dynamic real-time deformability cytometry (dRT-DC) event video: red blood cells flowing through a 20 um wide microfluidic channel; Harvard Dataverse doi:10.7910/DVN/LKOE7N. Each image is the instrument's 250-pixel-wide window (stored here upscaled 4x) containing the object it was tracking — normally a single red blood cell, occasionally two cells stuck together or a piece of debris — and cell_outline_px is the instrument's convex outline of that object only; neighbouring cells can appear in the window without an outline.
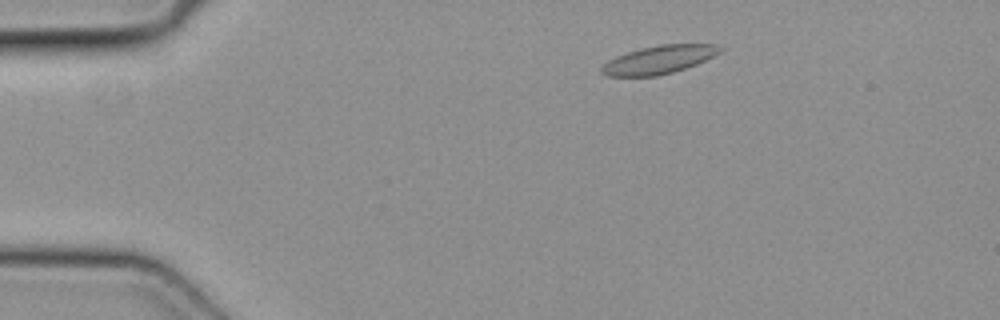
{"species": "common noctule bat (a hibernating species)", "species_latin": "Nyctalus noctula", "temperature_condition": "cold", "stored_images_in_passage": 42, "camera_frame_rate_fps": 3000, "um_per_image_px": 0.085, "animal": {"sex": "female", "body_mass_g": 19.3, "forearm_length_mm": 54.1}, "frame": {"image": 1, "passage_image": 1, "time_ms": 0.0, "image_size_px": [1000, 320], "cell_outline_px": [[724, 48], [720, 52], [696, 64], [672, 72], [656, 76], [608, 76], [600, 72], [600, 68], [608, 60], [616, 56], [640, 48], [660, 44], [716, 44]], "centroid_in_image_um": [55.98, 5.06], "position_along_channel_um": 29.0, "area_um2": 19.31}}
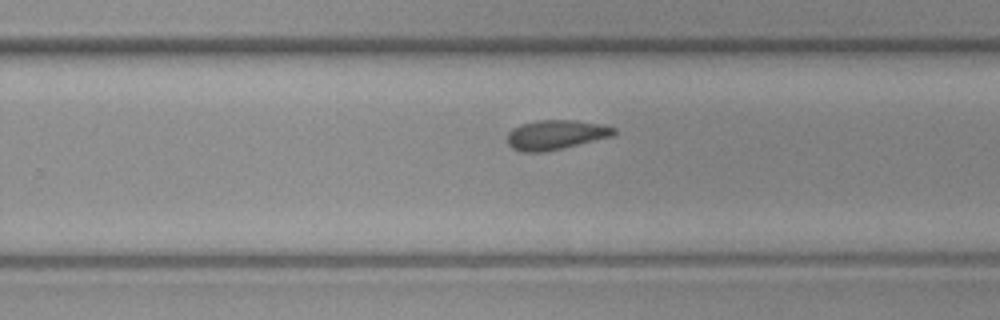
{"frame": {"image": 2, "passage_image": 24, "time_ms": 7.667, "image_size_px": [1000, 320], "cell_outline_px": [[616, 132], [612, 136], [560, 148], [540, 152], [524, 152], [512, 148], [508, 144], [508, 132], [512, 128], [520, 124], [536, 120], [572, 120], [604, 124], [616, 128]], "centroid_in_image_um": [47.22, 11.43], "position_along_channel_um": 282.6, "area_um2": 18.21}}
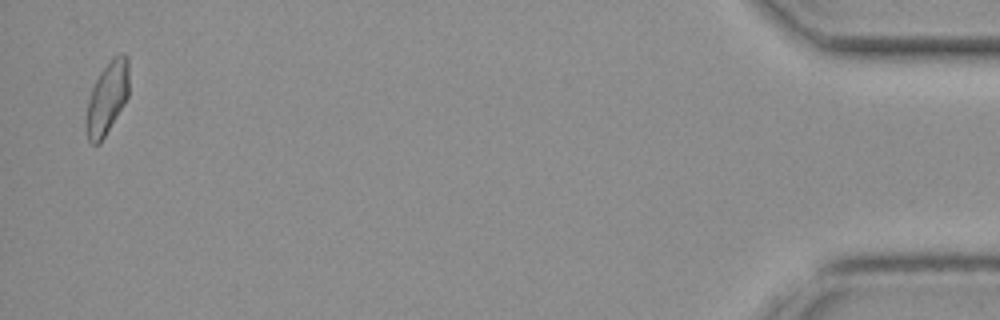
{"frame": {"image": 3, "passage_image": 41, "time_ms": 13.333, "image_size_px": [1000, 320], "cell_outline_px": [[128, 96], [124, 104], [100, 144], [92, 144], [88, 140], [84, 128], [84, 120], [88, 100], [92, 88], [100, 72], [112, 56], [120, 52], [124, 52], [128, 56]], "centroid_in_image_um": [9.08, 8.33], "position_along_channel_um": 426.1, "area_um2": 18.44}}